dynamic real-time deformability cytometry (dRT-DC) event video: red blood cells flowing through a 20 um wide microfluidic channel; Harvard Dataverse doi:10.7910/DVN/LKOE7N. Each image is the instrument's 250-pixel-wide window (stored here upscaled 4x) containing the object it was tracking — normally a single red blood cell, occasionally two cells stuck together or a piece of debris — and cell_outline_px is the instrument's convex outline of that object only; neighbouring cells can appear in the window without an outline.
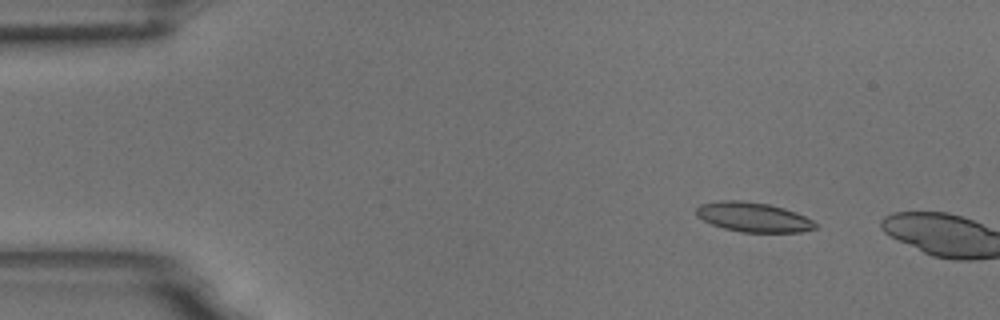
{"species": "common noctule bat (a hibernating species)", "species_latin": "Nyctalus noctula", "temperature_condition": "room temperature", "stored_images_in_passage": 4, "camera_frame_rate_fps": 3000, "um_per_image_px": 0.085, "animal": {"sex": "male", "body_mass_g": 18.8}, "frame": {"image": 1, "passage_image": 3, "time_ms": 0.667, "image_size_px": [1000, 320], "cell_outline_px": [[816, 228], [800, 232], [740, 232], [724, 228], [712, 224], [696, 216], [696, 208], [700, 204], [724, 200], [740, 200], [768, 204], [784, 208], [796, 212], [812, 220], [816, 224]], "centroid_in_image_um": [64.02, 18.45], "position_along_channel_um": 21.0, "area_um2": 20.4}}